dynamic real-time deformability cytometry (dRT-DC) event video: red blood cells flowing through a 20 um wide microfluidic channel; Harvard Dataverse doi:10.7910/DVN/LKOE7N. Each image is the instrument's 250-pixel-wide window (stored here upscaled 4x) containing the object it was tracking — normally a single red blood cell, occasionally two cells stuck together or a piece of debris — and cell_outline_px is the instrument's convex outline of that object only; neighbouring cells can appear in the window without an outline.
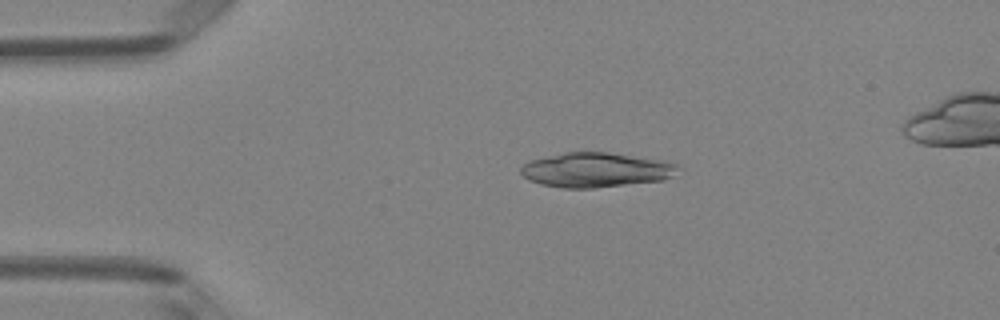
{"species": "Egyptian fruit bat (a non-hibernating species)", "species_latin": "Rousettus aegyptiacus", "temperature_condition": "room temperature", "stored_images_in_passage": 49, "camera_frame_rate_fps": 3000, "um_per_image_px": 0.085, "animal": {"sex": "female"}, "frame": {"image": 1, "passage_image": 10, "time_ms": 3.0, "image_size_px": [1000, 320], "cell_outline_px": [[684, 168], [672, 176], [664, 180], [592, 188], [564, 188], [540, 184], [528, 180], [520, 172], [520, 168], [524, 164], [532, 160], [564, 152], [608, 152], [664, 160], [676, 164]], "centroid_in_image_um": [50.7, 14.44], "position_along_channel_um": 34.3, "area_um2": 31.85}}
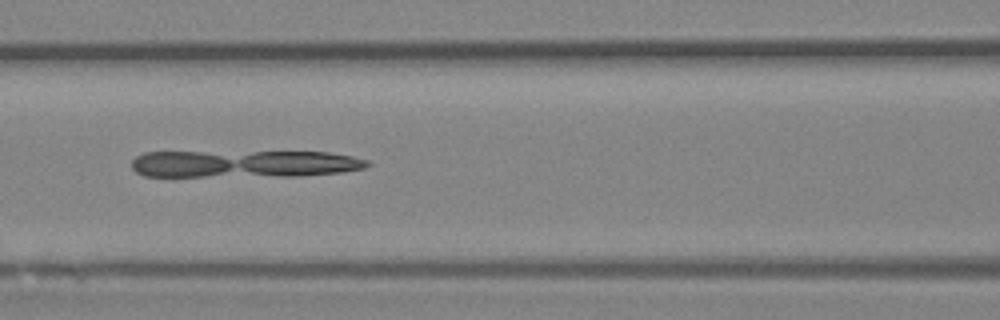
{"frame": {"image": 2, "passage_image": 21, "time_ms": 6.667, "image_size_px": [1000, 320], "cell_outline_px": [[372, 164], [364, 168], [344, 172], [300, 176], [144, 176], [136, 172], [132, 168], [132, 160], [136, 156], [144, 152], [328, 152], [352, 156], [368, 160]], "centroid_in_image_um": [20.79, 13.93], "position_along_channel_um": 145.8, "area_um2": 37.63}}